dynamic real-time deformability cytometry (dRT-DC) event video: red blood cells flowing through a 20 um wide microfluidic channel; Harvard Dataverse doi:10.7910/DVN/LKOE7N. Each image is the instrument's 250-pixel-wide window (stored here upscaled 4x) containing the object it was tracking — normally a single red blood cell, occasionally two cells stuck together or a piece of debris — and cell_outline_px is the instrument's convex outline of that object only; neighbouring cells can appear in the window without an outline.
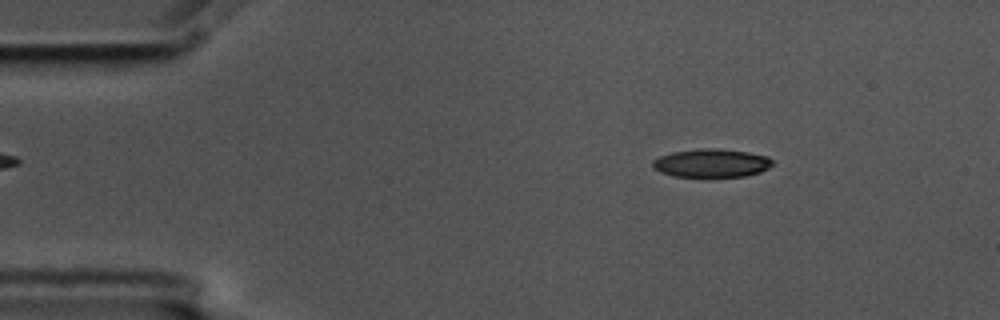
{"species": "common noctule bat (a hibernating species)", "species_latin": "Nyctalus noctula", "temperature_condition": "cold", "stored_images_in_passage": 56, "camera_frame_rate_fps": 3000, "um_per_image_px": 0.085, "animal": {"sex": "male", "body_mass_g": 17.5, "forearm_length_mm": 52.3}, "frame": {"image": 1, "passage_image": 8, "time_ms": 2.333, "image_size_px": [1000, 320], "cell_outline_px": [[772, 164], [768, 168], [760, 172], [744, 176], [672, 176], [660, 172], [652, 168], [652, 160], [660, 156], [672, 152], [700, 148], [716, 148], [748, 152], [768, 156], [772, 160]], "centroid_in_image_um": [60.45, 13.85], "position_along_channel_um": 24.6, "area_um2": 19.77}}
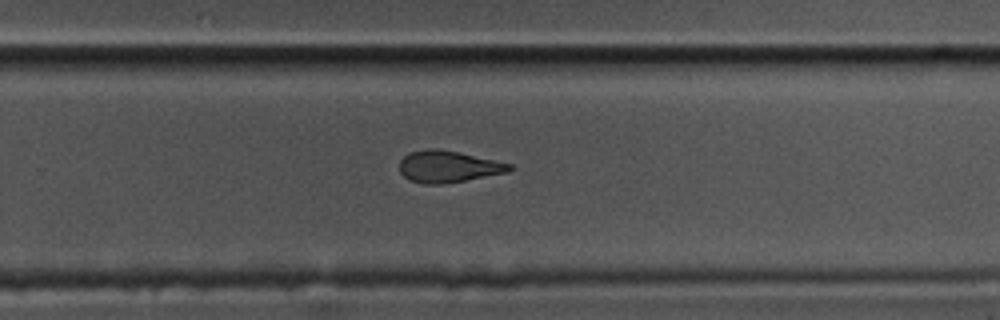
{"frame": {"image": 2, "passage_image": 36, "time_ms": 11.667, "image_size_px": [1000, 320], "cell_outline_px": [[512, 168], [508, 172], [464, 180], [440, 184], [424, 184], [408, 180], [400, 172], [400, 160], [404, 156], [412, 152], [428, 148], [432, 148], [460, 152], [496, 160], [512, 164]], "centroid_in_image_um": [38.09, 14.15], "position_along_channel_um": 291.7, "area_um2": 20.17}}
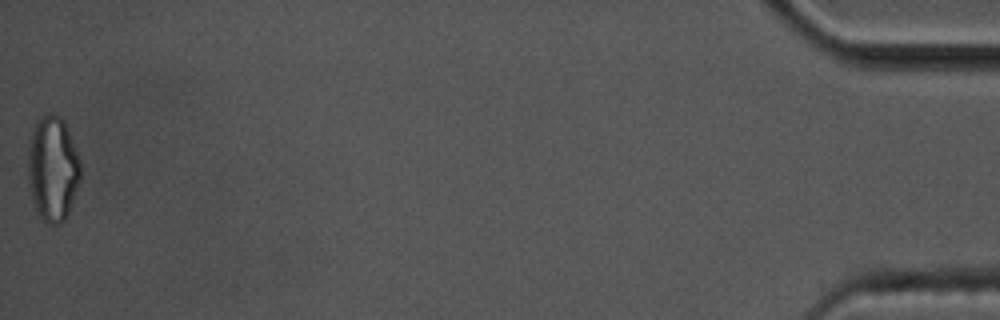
{"frame": {"image": 3, "passage_image": 56, "time_ms": 18.333, "image_size_px": [1000, 320], "cell_outline_px": [[80, 180], [68, 216], [60, 224], [48, 224], [36, 212], [32, 200], [28, 184], [28, 140], [36, 120], [44, 112], [52, 112], [60, 116], [64, 120], [68, 128], [80, 160]], "centroid_in_image_um": [4.47, 14.3], "position_along_channel_um": 430.7, "area_um2": 32.95}, "authors_computed_cell_mechanics": {"area_um2": 20.9525, "velocity_mm_per_s": 3.5663, "shape_relaxation_time_tau1_ms": null, "shape_relaxation_time_tau2_ms": 3.673, "deformation_change_tau1": null, "deformation_change_tau2": 0.106}}